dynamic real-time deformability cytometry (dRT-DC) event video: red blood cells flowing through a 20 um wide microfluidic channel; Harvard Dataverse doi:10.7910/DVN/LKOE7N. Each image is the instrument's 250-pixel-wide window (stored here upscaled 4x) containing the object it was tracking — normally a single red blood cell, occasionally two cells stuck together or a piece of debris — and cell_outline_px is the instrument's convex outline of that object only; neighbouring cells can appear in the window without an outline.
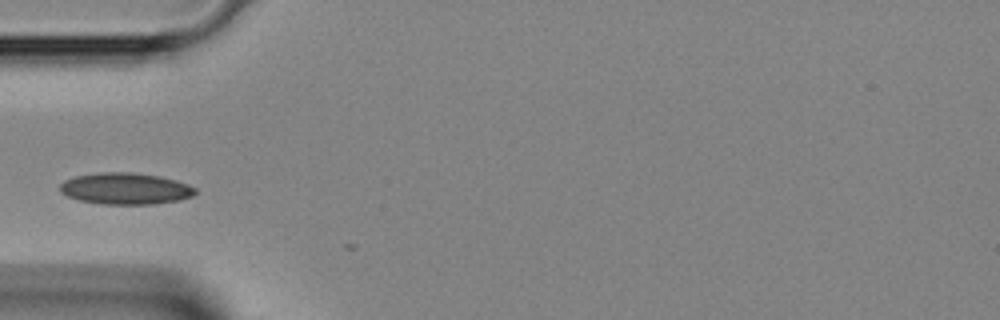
{"species": "Egyptian fruit bat (a non-hibernating species)", "species_latin": "Rousettus aegyptiacus", "temperature_condition": "room temperature", "stored_images_in_passage": 3, "camera_frame_rate_fps": 3000, "um_per_image_px": 0.085, "animal": {"sex": "female"}, "frame": {"image": 1, "passage_image": 1, "time_ms": 0.0, "image_size_px": [1000, 320], "cell_outline_px": [[196, 192], [192, 196], [180, 200], [156, 204], [100, 204], [80, 200], [68, 196], [60, 192], [60, 184], [64, 180], [76, 176], [100, 172], [132, 172], [160, 176], [176, 180], [188, 184], [196, 188]], "centroid_in_image_um": [10.68, 16.03], "position_along_channel_um": 74.3, "area_um2": 24.97}}